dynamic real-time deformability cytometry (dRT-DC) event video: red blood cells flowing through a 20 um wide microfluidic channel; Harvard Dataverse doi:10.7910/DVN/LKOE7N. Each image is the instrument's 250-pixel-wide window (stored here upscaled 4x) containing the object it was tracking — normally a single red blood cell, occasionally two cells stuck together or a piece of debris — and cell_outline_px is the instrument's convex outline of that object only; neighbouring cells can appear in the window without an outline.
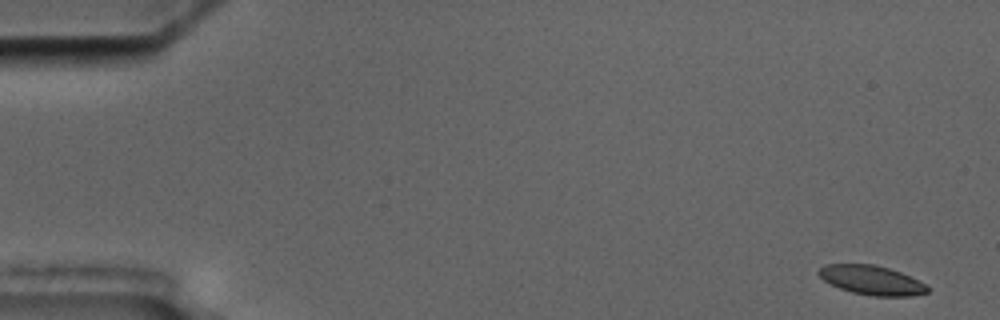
{"species": "common noctule bat (a hibernating species)", "species_latin": "Nyctalus noctula", "temperature_condition": "cold", "stored_images_in_passage": 13, "camera_frame_rate_fps": 3000, "um_per_image_px": 0.085, "animal": {"sex": "male", "body_mass_g": 17.5, "forearm_length_mm": 52.3}, "frame": {"image": 1, "passage_image": 1, "time_ms": 0.0, "image_size_px": [1000, 320], "cell_outline_px": [[928, 292], [912, 296], [872, 296], [852, 292], [840, 288], [824, 280], [816, 272], [824, 264], [872, 264], [888, 268], [900, 272], [924, 284], [928, 288]], "centroid_in_image_um": [74.05, 23.81], "position_along_channel_um": 10.9, "area_um2": 18.26}}
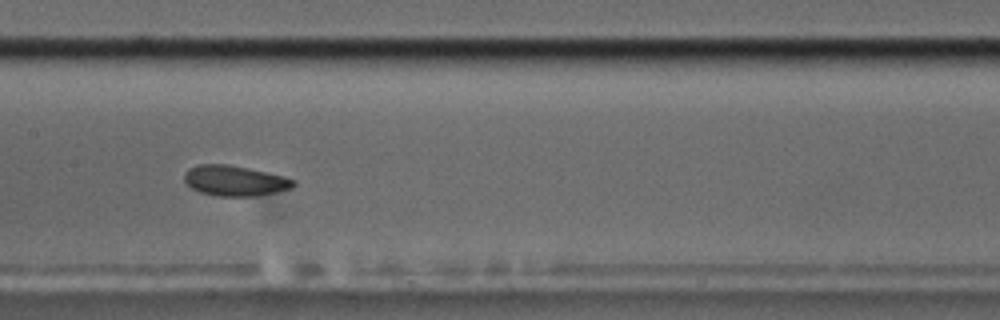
{"frame": {"image": 2, "passage_image": 8, "time_ms": 9.0, "image_size_px": [1000, 320], "cell_outline_px": [[296, 184], [292, 188], [256, 196], [216, 196], [200, 192], [192, 188], [184, 180], [184, 172], [188, 168], [196, 164], [228, 164], [248, 168], [296, 180]], "centroid_in_image_um": [19.91, 15.36], "position_along_channel_um": 187.5, "area_um2": 19.25}}
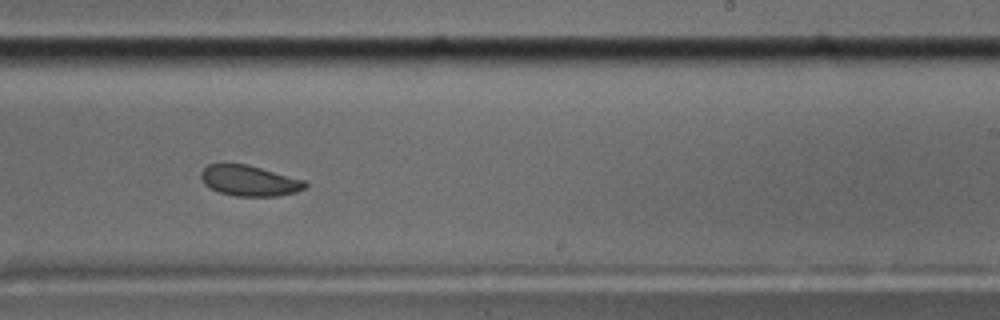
{"frame": {"image": 3, "passage_image": 10, "time_ms": 11.333, "image_size_px": [1000, 320], "cell_outline_px": [[308, 184], [304, 188], [296, 192], [276, 196], [236, 196], [220, 192], [204, 184], [200, 180], [200, 172], [208, 164], [248, 164], [304, 180]], "centroid_in_image_um": [21.18, 15.35], "position_along_channel_um": 267.8, "area_um2": 18.5}, "authors_computed_cell_mechanics": {"area_um2": 19.2474, "velocity_mm_per_s": 3.449, "shape_relaxation_time_tau1_ms": 4.4028, "shape_relaxation_time_tau2_ms": null, "deformation_change_tau1": 0.0765, "deformation_change_tau2": null}}